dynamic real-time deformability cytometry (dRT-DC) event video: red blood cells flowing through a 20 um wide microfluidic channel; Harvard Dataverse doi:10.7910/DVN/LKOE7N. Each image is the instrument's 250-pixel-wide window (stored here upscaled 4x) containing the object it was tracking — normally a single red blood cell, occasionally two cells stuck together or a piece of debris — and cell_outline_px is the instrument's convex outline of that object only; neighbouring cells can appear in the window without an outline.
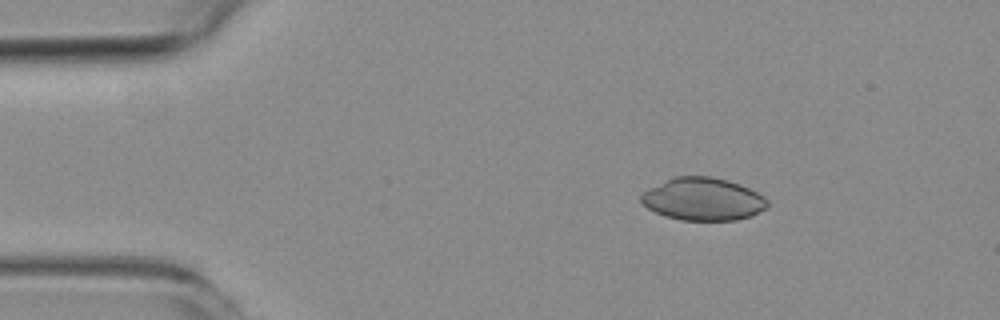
{"species": "common noctule bat (a hibernating species)", "species_latin": "Nyctalus noctula", "temperature_condition": "room temperature", "stored_images_in_passage": 3, "camera_frame_rate_fps": 3000, "um_per_image_px": 0.085, "animal": {"sex": "female", "body_mass_g": 19.3, "forearm_length_mm": 54.1}, "frame": {"image": 1, "passage_image": 1, "time_ms": 0.0, "image_size_px": [1000, 320], "cell_outline_px": [[768, 208], [752, 216], [736, 220], [680, 220], [664, 216], [648, 208], [640, 200], [640, 196], [648, 188], [672, 176], [712, 176], [728, 180], [740, 184], [764, 196], [768, 200]], "centroid_in_image_um": [59.76, 16.92], "position_along_channel_um": 25.2, "area_um2": 31.67}}